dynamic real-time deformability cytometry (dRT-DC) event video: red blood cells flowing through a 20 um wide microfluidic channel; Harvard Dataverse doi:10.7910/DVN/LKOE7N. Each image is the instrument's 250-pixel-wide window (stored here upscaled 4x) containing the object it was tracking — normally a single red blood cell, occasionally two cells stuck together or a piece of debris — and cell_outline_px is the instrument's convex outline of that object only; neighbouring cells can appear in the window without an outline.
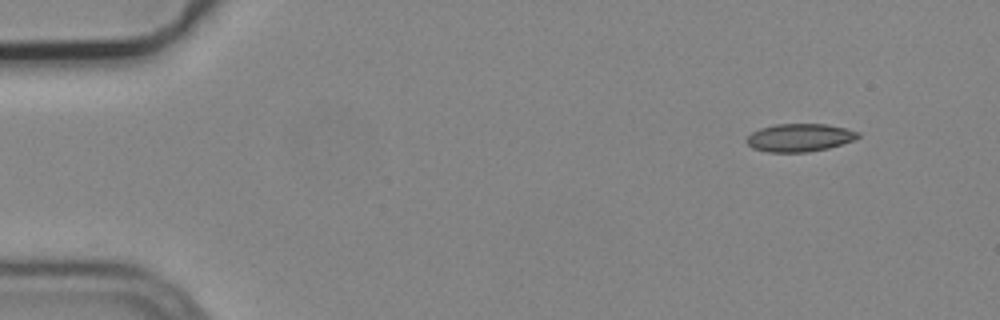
{"species": "common noctule bat (a hibernating species)", "species_latin": "Nyctalus noctula", "temperature_condition": "cold", "stored_images_in_passage": 6, "segment_of_instrument_passage": [2, 2], "camera_frame_rate_fps": 3000, "um_per_image_px": 0.085, "animal": {"sex": "male", "body_mass_g": 19.2, "forearm_length_mm": 51.8}, "frame": {"image": 1, "passage_image": 6, "time_ms": 1.667, "image_size_px": [1000, 320], "cell_outline_px": [[860, 136], [856, 140], [828, 148], [808, 152], [768, 152], [752, 148], [744, 140], [752, 132], [760, 128], [776, 124], [824, 124], [844, 128], [860, 132]], "centroid_in_image_um": [67.96, 11.7], "position_along_channel_um": 17.0, "area_um2": 18.21}}